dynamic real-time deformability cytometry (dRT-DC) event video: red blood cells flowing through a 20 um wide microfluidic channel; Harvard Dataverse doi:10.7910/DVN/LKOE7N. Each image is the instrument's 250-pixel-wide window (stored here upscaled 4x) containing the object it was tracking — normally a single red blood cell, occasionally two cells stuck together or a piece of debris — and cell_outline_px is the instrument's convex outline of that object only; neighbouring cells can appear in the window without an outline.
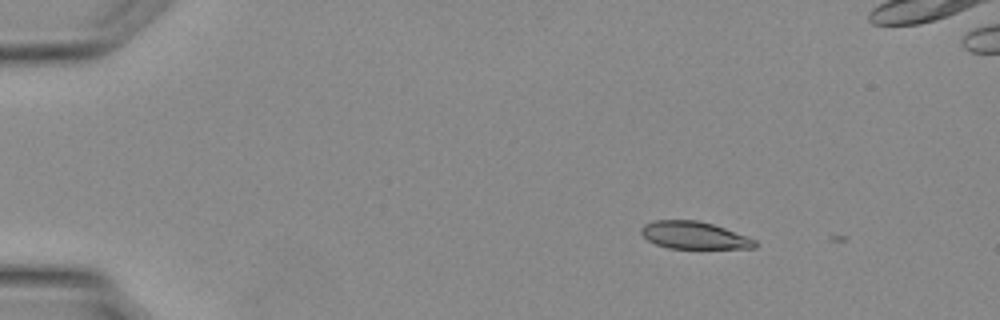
{"species": "Egyptian fruit bat (a non-hibernating species)", "species_latin": "Rousettus aegyptiacus", "temperature_condition": "warm", "stored_images_in_passage": 32, "camera_frame_rate_fps": 3000, "um_per_image_px": 0.085, "animal": {"sex": "female"}, "frame": {"image": 1, "passage_image": 2, "time_ms": 0.333, "image_size_px": [1000, 320], "cell_outline_px": [[756, 248], [668, 248], [656, 244], [648, 240], [640, 232], [640, 228], [644, 224], [652, 220], [696, 220], [712, 224], [724, 228], [756, 240]], "centroid_in_image_um": [58.95, 19.99], "position_along_channel_um": 26.0, "area_um2": 17.98}}
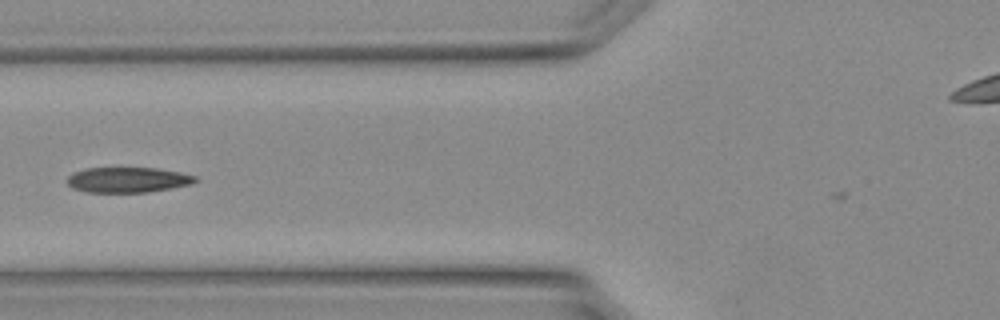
{"frame": {"image": 2, "passage_image": 11, "time_ms": 3.333, "image_size_px": [1000, 320], "cell_outline_px": [[200, 180], [192, 184], [172, 188], [148, 192], [88, 192], [72, 188], [68, 184], [68, 176], [72, 172], [88, 168], [156, 168], [180, 172], [196, 176]], "centroid_in_image_um": [10.9, 15.28], "position_along_channel_um": 114.9, "area_um2": 18.96}}
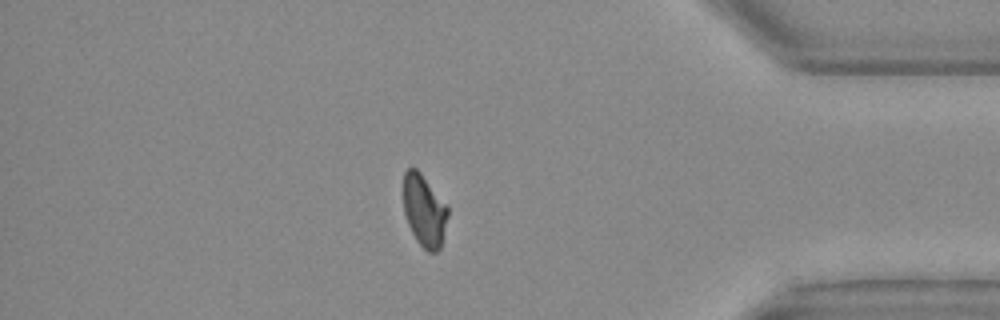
{"frame": {"image": 3, "passage_image": 27, "time_ms": 8.667, "image_size_px": [1000, 320], "cell_outline_px": [[448, 216], [440, 248], [436, 252], [428, 252], [416, 240], [408, 224], [404, 212], [404, 172], [408, 168], [416, 168], [420, 172], [448, 204]], "centroid_in_image_um": [36.08, 17.89], "position_along_channel_um": 399.1, "area_um2": 18.67}}